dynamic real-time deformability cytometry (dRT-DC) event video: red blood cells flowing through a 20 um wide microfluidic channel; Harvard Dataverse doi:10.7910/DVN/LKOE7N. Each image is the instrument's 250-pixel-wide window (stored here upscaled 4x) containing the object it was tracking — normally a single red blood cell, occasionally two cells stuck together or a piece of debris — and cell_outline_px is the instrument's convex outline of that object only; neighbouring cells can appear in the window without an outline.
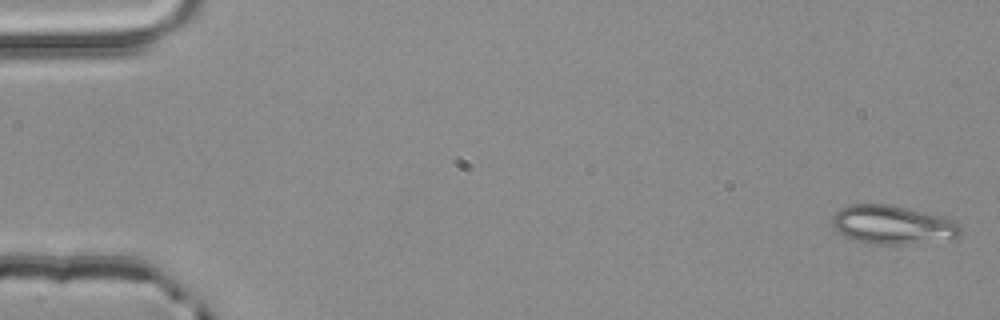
{"species": "common noctule bat (a hibernating species)", "species_latin": "Nyctalus noctula", "temperature_condition": "room temperature", "stored_images_in_passage": 4, "camera_frame_rate_fps": 3000, "um_per_image_px": 0.085, "animal": {"sex": "male", "body_mass_g": 20.4}, "frame": {"image": 1, "passage_image": 1, "time_ms": 0.0, "image_size_px": [1000, 320], "cell_outline_px": [[960, 236], [952, 240], [904, 244], [872, 244], [852, 240], [840, 232], [832, 224], [832, 216], [840, 208], [848, 204], [888, 204], [944, 216], [956, 220], [960, 224]], "centroid_in_image_um": [75.92, 19.11], "position_along_channel_um": 9.1, "area_um2": 29.3}}